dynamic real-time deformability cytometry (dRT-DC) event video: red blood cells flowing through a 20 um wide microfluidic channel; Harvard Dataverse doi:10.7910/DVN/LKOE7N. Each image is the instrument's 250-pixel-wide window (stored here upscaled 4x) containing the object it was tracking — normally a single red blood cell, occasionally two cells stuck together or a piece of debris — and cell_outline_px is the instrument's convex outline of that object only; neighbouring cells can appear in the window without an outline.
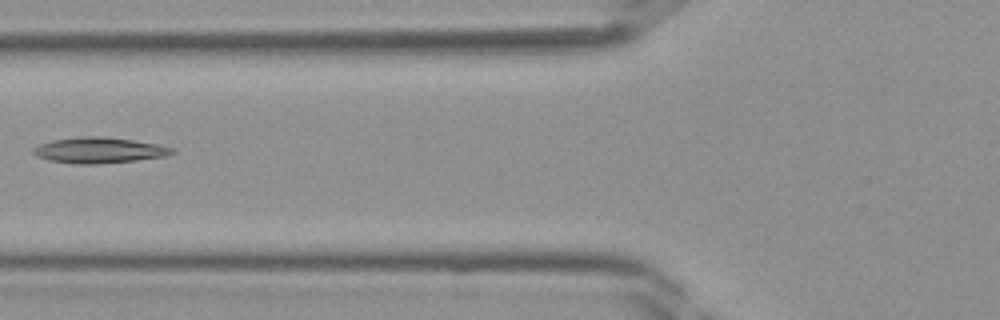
{"species": "Egyptian fruit bat (a non-hibernating species)", "species_latin": "Rousettus aegyptiacus", "temperature_condition": "room temperature", "stored_images_in_passage": 40, "camera_frame_rate_fps": 3000, "um_per_image_px": 0.085, "frame": {"image": 1, "passage_image": 16, "time_ms": 5.0, "image_size_px": [1000, 320], "cell_outline_px": [[176, 152], [168, 156], [136, 160], [100, 164], [76, 164], [48, 160], [36, 156], [32, 152], [32, 148], [40, 144], [52, 140], [80, 136], [104, 136], [132, 140], [156, 144], [172, 148]], "centroid_in_image_um": [8.4, 12.77], "position_along_channel_um": 117.4, "area_um2": 20.92}}
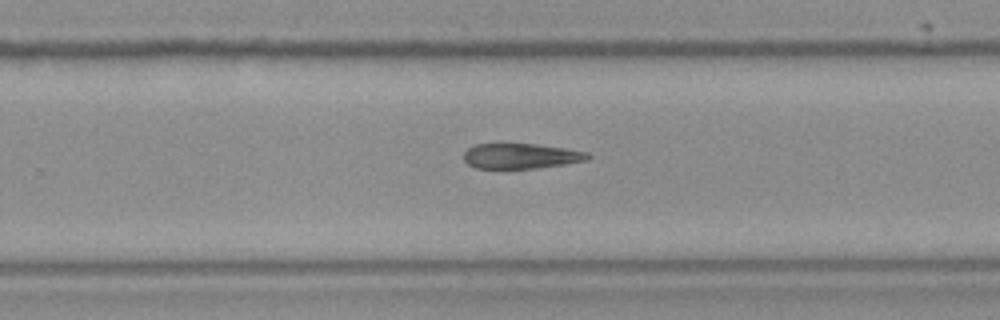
{"frame": {"image": 2, "passage_image": 26, "time_ms": 8.333, "image_size_px": [1000, 320], "cell_outline_px": [[592, 156], [588, 160], [564, 164], [536, 168], [476, 168], [468, 164], [464, 160], [464, 152], [468, 148], [476, 144], [536, 144], [564, 148], [588, 152]], "centroid_in_image_um": [44.29, 13.26], "position_along_channel_um": 285.5, "area_um2": 18.15}}
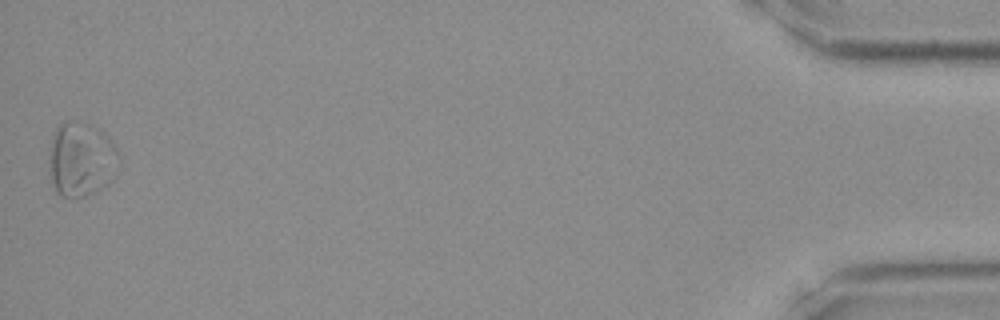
{"frame": {"image": 3, "passage_image": 40, "time_ms": 13.0, "image_size_px": [1000, 320], "cell_outline_px": [[120, 164], [116, 176], [108, 184], [84, 196], [60, 196], [56, 192], [52, 180], [52, 148], [56, 128], [60, 124], [68, 120], [80, 120], [92, 124], [108, 136], [112, 140], [120, 156]], "centroid_in_image_um": [7.0, 13.51], "position_along_channel_um": 428.2, "area_um2": 30.0}}